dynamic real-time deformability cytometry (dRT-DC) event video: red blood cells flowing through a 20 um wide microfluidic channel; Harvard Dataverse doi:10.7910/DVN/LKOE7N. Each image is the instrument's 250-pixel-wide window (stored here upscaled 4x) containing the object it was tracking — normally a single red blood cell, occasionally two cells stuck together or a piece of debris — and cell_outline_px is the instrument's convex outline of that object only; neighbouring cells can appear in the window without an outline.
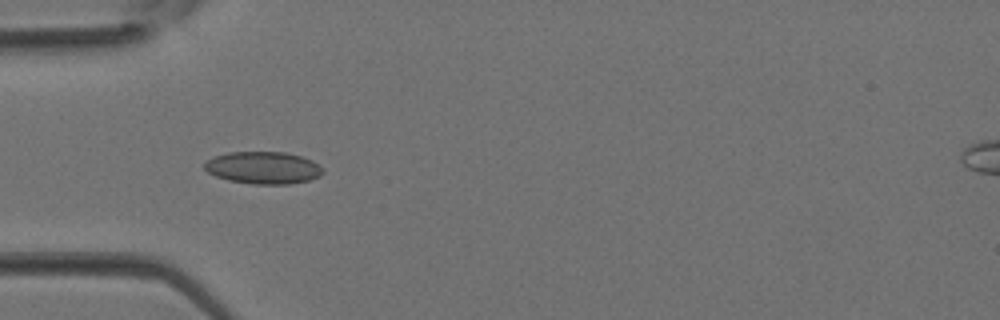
{"species": "Egyptian fruit bat (a non-hibernating species)", "species_latin": "Rousettus aegyptiacus", "temperature_condition": "room temperature", "stored_images_in_passage": 37, "camera_frame_rate_fps": 3000, "um_per_image_px": 0.085, "animal": {"sex": "female"}, "frame": {"image": 1, "passage_image": 11, "time_ms": 3.333, "image_size_px": [1000, 320], "cell_outline_px": [[324, 172], [320, 176], [308, 180], [288, 184], [252, 184], [228, 180], [216, 176], [208, 172], [204, 168], [204, 164], [212, 156], [228, 152], [284, 152], [300, 156], [312, 160], [324, 168]], "centroid_in_image_um": [22.37, 14.25], "position_along_channel_um": 62.6, "area_um2": 22.31}}
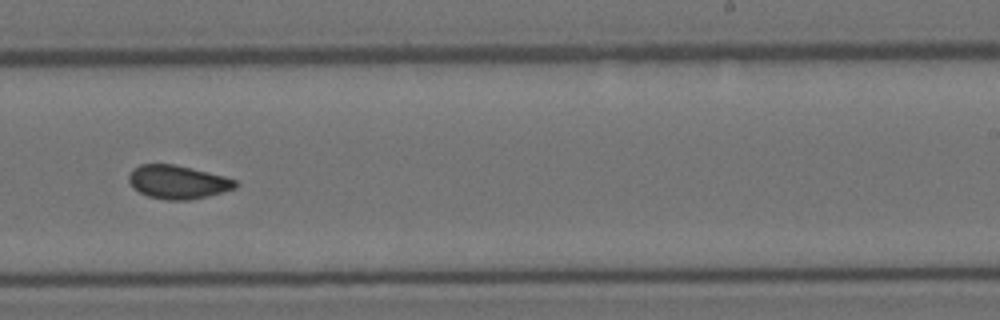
{"frame": {"image": 2, "passage_image": 23, "time_ms": 7.333, "image_size_px": [1000, 320], "cell_outline_px": [[240, 184], [236, 188], [208, 196], [188, 200], [168, 200], [148, 196], [132, 188], [128, 180], [128, 176], [140, 164], [172, 164], [192, 168], [224, 176], [236, 180]], "centroid_in_image_um": [15.13, 15.48], "position_along_channel_um": 273.9, "area_um2": 20.75}}
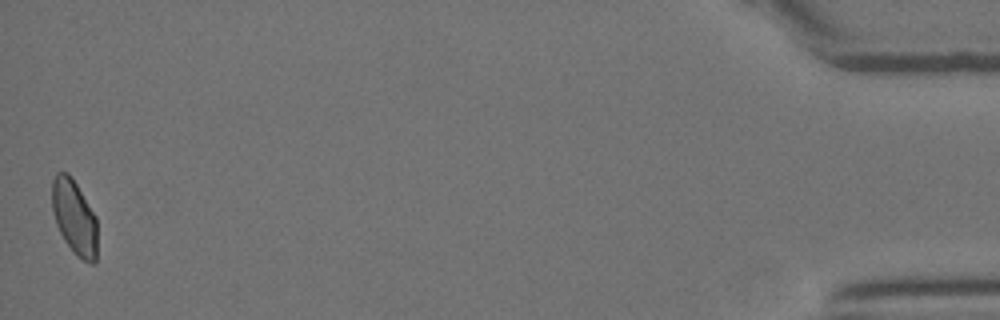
{"frame": {"image": 3, "passage_image": 37, "time_ms": 12.0, "image_size_px": [1000, 320], "cell_outline_px": [[96, 264], [92, 264], [76, 256], [64, 240], [56, 224], [52, 212], [52, 180], [56, 172], [68, 172], [72, 176], [96, 216]], "centroid_in_image_um": [6.31, 18.45], "position_along_channel_um": 428.9, "area_um2": 19.88}}